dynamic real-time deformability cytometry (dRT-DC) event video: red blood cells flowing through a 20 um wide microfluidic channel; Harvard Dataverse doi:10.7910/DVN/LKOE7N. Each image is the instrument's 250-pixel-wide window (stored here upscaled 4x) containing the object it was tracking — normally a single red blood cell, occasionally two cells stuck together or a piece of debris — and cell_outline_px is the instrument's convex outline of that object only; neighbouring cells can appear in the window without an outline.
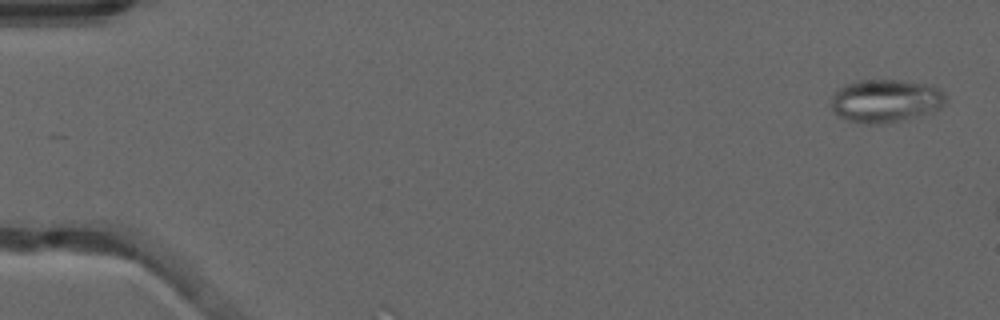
{"species": "common noctule bat (a hibernating species)", "species_latin": "Nyctalus noctula", "temperature_condition": "warm", "stored_images_in_passage": 48, "camera_frame_rate_fps": 3000, "um_per_image_px": 0.085, "animal": {"sex": "male", "forearm_length_mm": 52.5}, "frame": {"image": 1, "passage_image": 2, "time_ms": 0.333, "image_size_px": [1000, 320], "cell_outline_px": [[944, 104], [940, 108], [932, 112], [900, 120], [880, 124], [864, 124], [848, 120], [840, 116], [832, 108], [832, 96], [840, 88], [848, 84], [860, 80], [896, 80], [932, 84], [940, 88], [944, 92]], "centroid_in_image_um": [75.31, 8.56], "position_along_channel_um": 9.7, "area_um2": 28.5}}
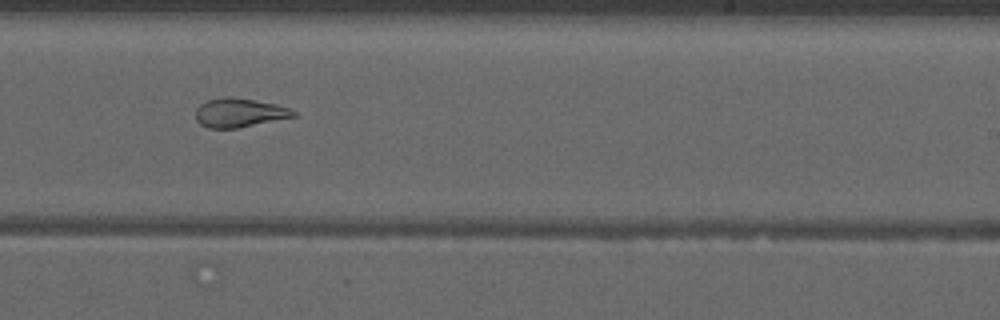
{"frame": {"image": 2, "passage_image": 33, "time_ms": 10.667, "image_size_px": [1000, 320], "cell_outline_px": [[296, 116], [236, 128], [208, 128], [200, 124], [196, 120], [196, 108], [200, 104], [208, 100], [224, 96], [232, 96], [276, 104], [288, 108], [296, 112]], "centroid_in_image_um": [20.3, 9.57], "position_along_channel_um": 268.7, "area_um2": 16.42}}
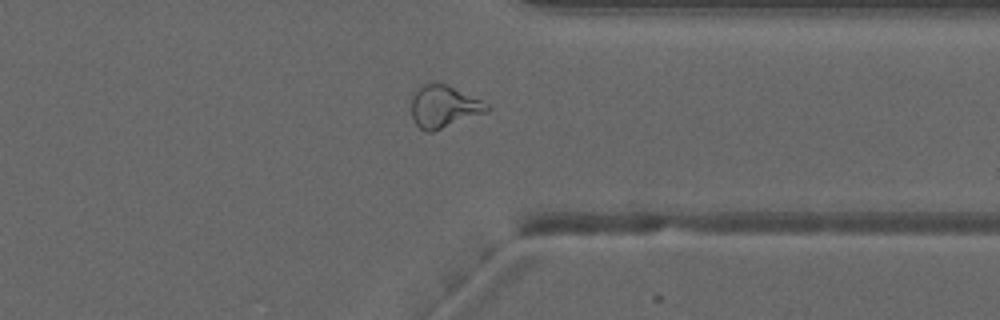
{"frame": {"image": 3, "passage_image": 41, "time_ms": 13.333, "image_size_px": [1000, 320], "cell_outline_px": [[492, 108], [488, 112], [432, 132], [424, 132], [416, 124], [412, 116], [412, 96], [420, 84], [428, 80], [436, 80], [480, 100], [488, 104]], "centroid_in_image_um": [37.7, 9.03], "position_along_channel_um": 373.7, "area_um2": 18.9}}